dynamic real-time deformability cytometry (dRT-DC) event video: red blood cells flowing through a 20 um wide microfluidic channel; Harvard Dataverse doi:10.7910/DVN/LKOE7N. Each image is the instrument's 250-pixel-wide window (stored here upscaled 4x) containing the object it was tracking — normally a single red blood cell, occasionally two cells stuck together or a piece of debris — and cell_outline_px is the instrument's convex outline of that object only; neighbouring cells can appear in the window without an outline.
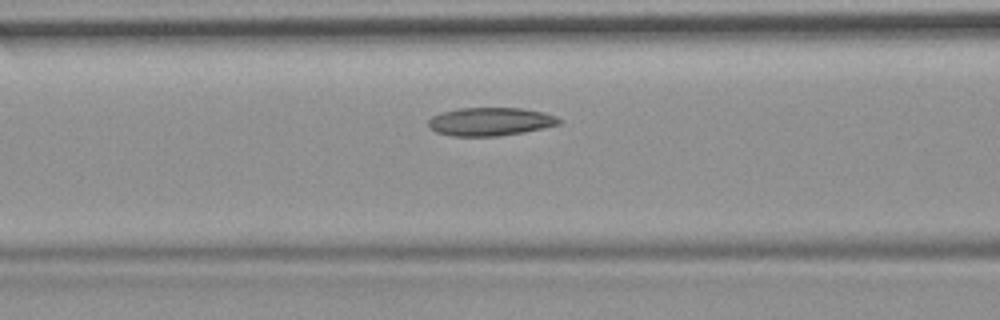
{"species": "common noctule bat (a hibernating species)", "species_latin": "Nyctalus noctula", "temperature_condition": "room temperature", "stored_images_in_passage": 18, "camera_frame_rate_fps": 3000, "um_per_image_px": 0.085, "animal": {"sex": "female", "body_mass_g": 19.9}, "frame": {"image": 1, "passage_image": 6, "time_ms": 1.667, "image_size_px": [1000, 320], "cell_outline_px": [[564, 120], [560, 124], [544, 128], [524, 132], [496, 136], [452, 136], [436, 132], [428, 124], [428, 120], [432, 116], [440, 112], [460, 108], [520, 108], [544, 112], [556, 116]], "centroid_in_image_um": [41.7, 10.33], "position_along_channel_um": 124.9, "area_um2": 21.62}}
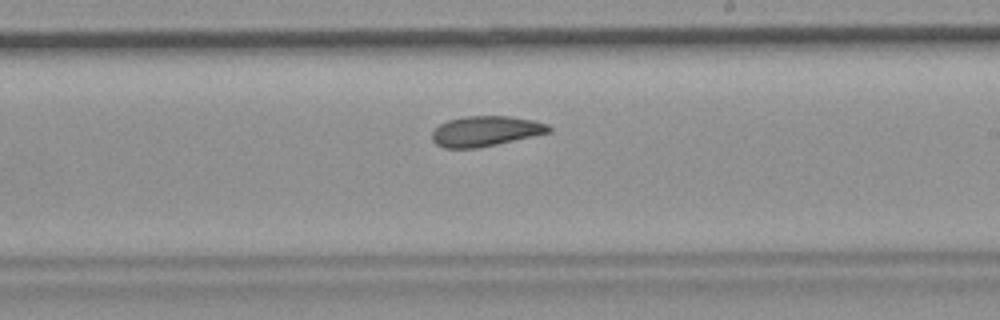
{"frame": {"image": 2, "passage_image": 16, "time_ms": 5.0, "image_size_px": [1000, 320], "cell_outline_px": [[552, 132], [496, 144], [476, 148], [444, 148], [436, 144], [432, 140], [432, 132], [440, 124], [448, 120], [464, 116], [508, 116], [532, 120], [548, 124], [552, 128]], "centroid_in_image_um": [41.27, 11.14], "position_along_channel_um": 247.7, "area_um2": 20.52}}